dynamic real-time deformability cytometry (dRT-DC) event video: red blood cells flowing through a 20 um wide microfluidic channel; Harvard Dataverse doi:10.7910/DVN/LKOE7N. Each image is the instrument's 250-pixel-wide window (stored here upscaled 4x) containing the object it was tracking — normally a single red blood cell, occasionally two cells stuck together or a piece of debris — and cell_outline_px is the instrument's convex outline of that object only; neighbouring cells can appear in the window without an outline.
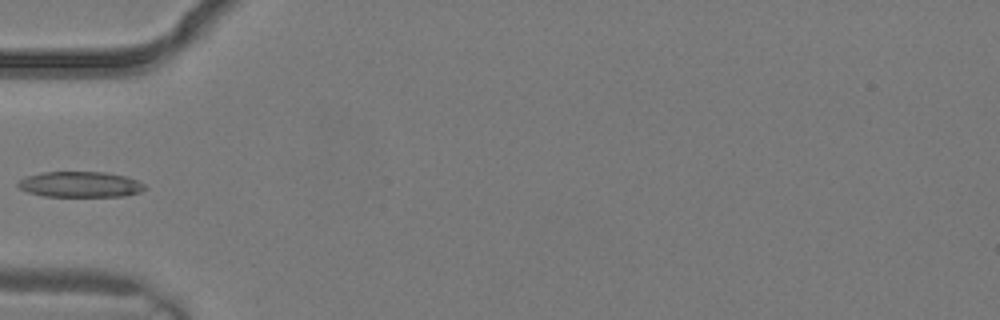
{"species": "common noctule bat (a hibernating species)", "species_latin": "Nyctalus noctula", "temperature_condition": "warm", "stored_images_in_passage": 4, "camera_frame_rate_fps": 3000, "um_per_image_px": 0.085, "animal": {"sex": "male", "body_mass_g": 19.2, "forearm_length_mm": 51.8}, "frame": {"image": 1, "passage_image": 4, "time_ms": 1.0, "image_size_px": [1000, 320], "cell_outline_px": [[148, 188], [140, 192], [124, 196], [44, 196], [28, 192], [20, 188], [16, 184], [24, 176], [44, 172], [104, 172], [124, 176], [136, 180], [144, 184]], "centroid_in_image_um": [6.81, 15.67], "position_along_channel_um": 78.2, "area_um2": 18.9}}